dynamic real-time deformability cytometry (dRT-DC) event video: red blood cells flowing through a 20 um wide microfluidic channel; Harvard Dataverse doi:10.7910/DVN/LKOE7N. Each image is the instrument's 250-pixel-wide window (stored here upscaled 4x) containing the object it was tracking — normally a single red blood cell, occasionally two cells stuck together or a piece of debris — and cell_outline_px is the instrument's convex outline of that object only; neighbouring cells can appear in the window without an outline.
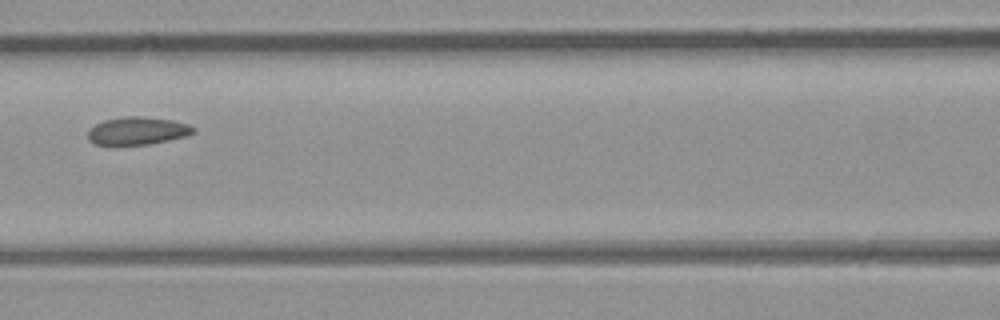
{"species": "common noctule bat (a hibernating species)", "species_latin": "Nyctalus noctula", "temperature_condition": "room temperature", "stored_images_in_passage": 8, "camera_frame_rate_fps": 3000, "um_per_image_px": 0.085, "animal": {"sex": "male", "body_mass_g": 23.1, "forearm_length_mm": 52.7}, "frame": {"image": 1, "passage_image": 7, "time_ms": 2.0, "image_size_px": [1000, 320], "cell_outline_px": [[196, 132], [184, 136], [168, 140], [148, 144], [96, 144], [88, 140], [88, 132], [96, 124], [104, 120], [124, 116], [140, 116], [172, 120], [188, 124], [196, 128]], "centroid_in_image_um": [11.71, 11.11], "position_along_channel_um": 154.9, "area_um2": 16.82}}
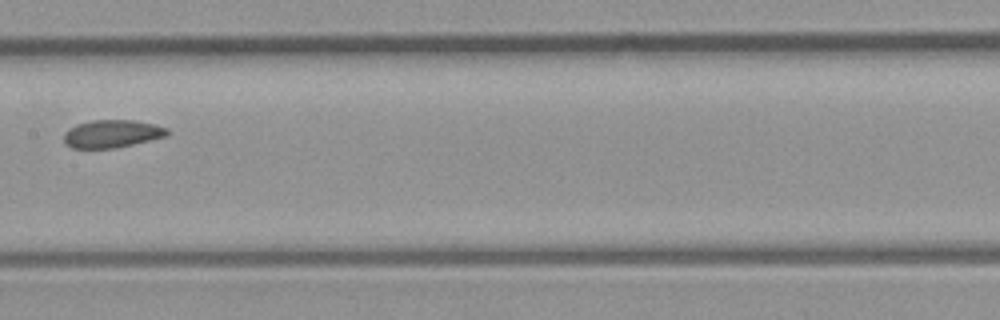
{"frame": {"image": 2, "passage_image": 8, "time_ms": 2.333, "image_size_px": [1000, 320], "cell_outline_px": [[168, 132], [164, 136], [116, 148], [72, 148], [64, 144], [64, 132], [68, 128], [76, 124], [92, 120], [136, 120], [156, 124], [168, 128]], "centroid_in_image_um": [9.47, 11.36], "position_along_channel_um": 197.9, "area_um2": 16.76}}